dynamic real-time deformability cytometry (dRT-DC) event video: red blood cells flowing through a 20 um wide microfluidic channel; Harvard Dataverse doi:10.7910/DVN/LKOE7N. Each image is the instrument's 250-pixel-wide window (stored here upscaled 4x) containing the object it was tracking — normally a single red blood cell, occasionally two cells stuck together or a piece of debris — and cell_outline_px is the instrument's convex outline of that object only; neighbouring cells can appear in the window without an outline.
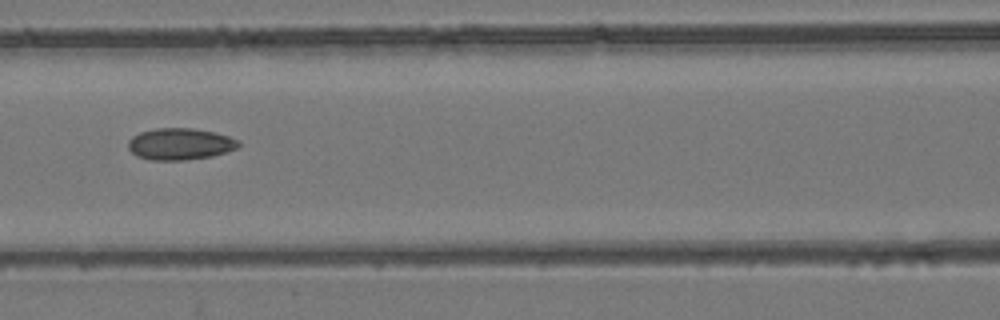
{"species": "common noctule bat (a hibernating species)", "species_latin": "Nyctalus noctula", "temperature_condition": "room temperature", "stored_images_in_passage": 5, "camera_frame_rate_fps": 3000, "um_per_image_px": 0.085, "animal": {"sex": "female", "body_mass_g": 24.6, "forearm_length_mm": 56.2}, "frame": {"image": 1, "passage_image": 5, "time_ms": 1.333, "image_size_px": [1000, 320], "cell_outline_px": [[240, 144], [236, 148], [212, 156], [184, 160], [152, 160], [136, 156], [128, 148], [128, 140], [132, 136], [140, 132], [156, 128], [192, 128], [216, 132], [240, 140]], "centroid_in_image_um": [15.29, 12.23], "position_along_channel_um": 151.3, "area_um2": 20.4}}